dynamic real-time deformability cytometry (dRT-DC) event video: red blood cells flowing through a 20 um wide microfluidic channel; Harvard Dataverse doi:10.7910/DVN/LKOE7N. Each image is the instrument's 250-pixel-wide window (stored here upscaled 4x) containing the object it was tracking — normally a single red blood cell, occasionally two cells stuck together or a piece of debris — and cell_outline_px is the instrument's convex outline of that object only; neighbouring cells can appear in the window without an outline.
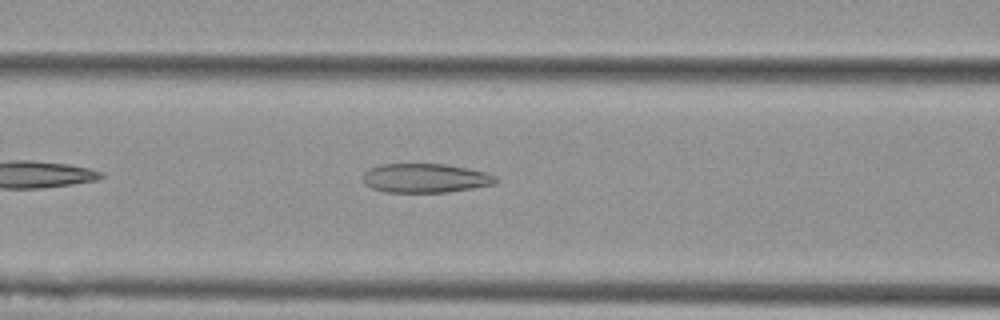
{"species": "Egyptian fruit bat (a non-hibernating species)", "species_latin": "Rousettus aegyptiacus", "temperature_condition": "cold", "stored_images_in_passage": 39, "camera_frame_rate_fps": 3000, "um_per_image_px": 0.085, "animal": {"sex": "female"}, "frame": {"image": 1, "passage_image": 9, "time_ms": 2.667, "image_size_px": [1000, 320], "cell_outline_px": [[500, 180], [496, 184], [448, 192], [384, 192], [372, 188], [364, 184], [360, 176], [368, 168], [380, 164], [448, 164], [488, 172], [496, 176]], "centroid_in_image_um": [36.15, 15.13], "position_along_channel_um": 130.5, "area_um2": 23.0}}
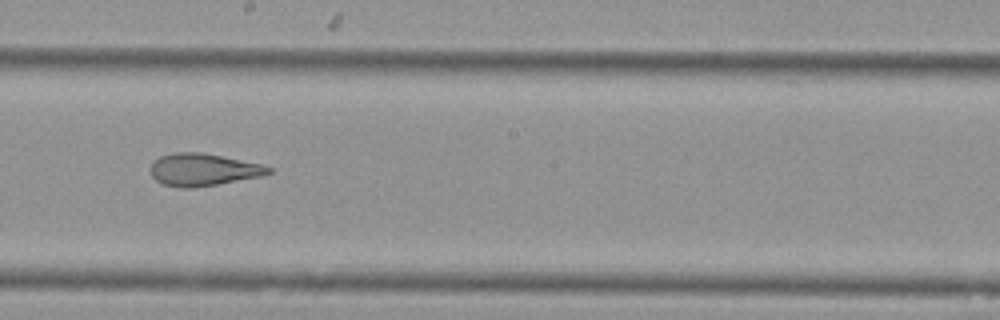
{"frame": {"image": 2, "passage_image": 17, "time_ms": 5.333, "image_size_px": [1000, 320], "cell_outline_px": [[272, 172], [260, 176], [216, 184], [192, 188], [180, 188], [164, 184], [156, 180], [152, 176], [152, 160], [160, 156], [176, 152], [200, 152], [264, 164], [272, 168]], "centroid_in_image_um": [17.27, 14.41], "position_along_channel_um": 230.9, "area_um2": 22.08}}
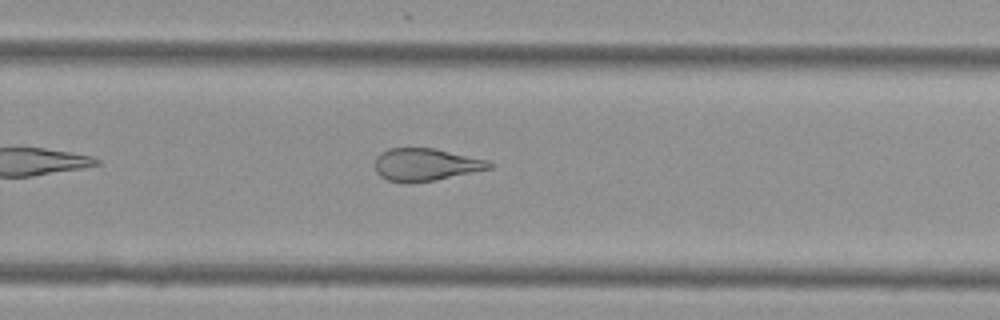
{"frame": {"image": 3, "passage_image": 22, "time_ms": 7.0, "image_size_px": [1000, 320], "cell_outline_px": [[496, 164], [492, 168], [436, 180], [408, 184], [404, 184], [388, 180], [380, 176], [376, 172], [376, 156], [380, 152], [388, 148], [432, 148], [492, 160]], "centroid_in_image_um": [36.22, 14.0], "position_along_channel_um": 293.6, "area_um2": 22.08}, "authors_computed_cell_mechanics": {"area_um2": 23.409, "velocity_mm_per_s": 3.7725, "shape_relaxation_time_tau1_ms": null, "shape_relaxation_time_tau2_ms": 2.6097, "deformation_change_tau1": null, "deformation_change_tau2": 0.1285}}